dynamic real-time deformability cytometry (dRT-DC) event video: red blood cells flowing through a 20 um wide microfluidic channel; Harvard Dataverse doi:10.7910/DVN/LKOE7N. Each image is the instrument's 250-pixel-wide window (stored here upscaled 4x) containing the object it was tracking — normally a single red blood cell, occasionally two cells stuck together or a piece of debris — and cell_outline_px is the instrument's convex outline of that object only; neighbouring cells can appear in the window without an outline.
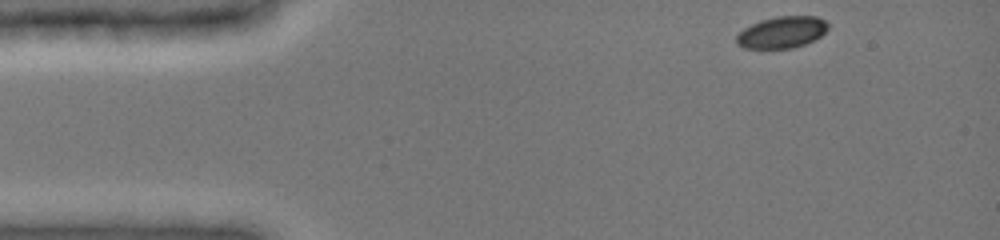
{"species": "common noctule bat (a hibernating species)", "species_latin": "Nyctalus noctula", "temperature_condition": "cold", "stored_images_in_passage": 42, "camera_frame_rate_fps": 3000, "um_per_image_px": 0.085, "animal": {"sex": "female", "body_mass_g": 19.0, "forearm_length_mm": 51.5}, "frame": {"image": 1, "passage_image": 1, "time_ms": 0.0, "image_size_px": [1000, 240], "cell_outline_px": [[828, 28], [820, 36], [804, 44], [792, 48], [744, 48], [736, 44], [736, 36], [744, 28], [760, 20], [776, 16], [816, 16], [824, 20], [828, 24]], "centroid_in_image_um": [66.44, 2.74], "position_along_channel_um": 18.6, "area_um2": 16.76}}
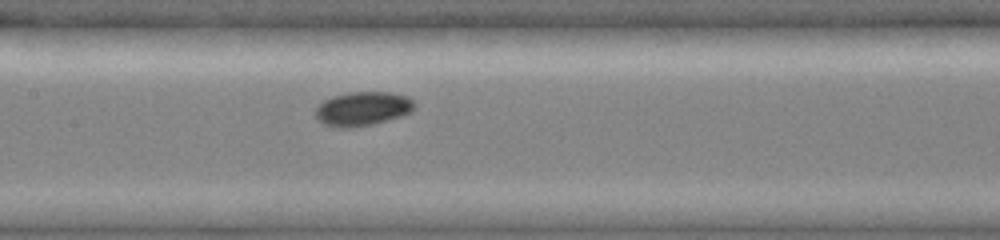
{"frame": {"image": 2, "passage_image": 19, "time_ms": 6.0, "image_size_px": [1000, 240], "cell_outline_px": [[416, 108], [412, 112], [400, 116], [372, 124], [352, 128], [332, 128], [324, 124], [316, 116], [316, 108], [324, 100], [332, 96], [348, 92], [388, 92], [408, 96], [416, 104]], "centroid_in_image_um": [30.84, 9.24], "position_along_channel_um": 176.6, "area_um2": 19.77}}
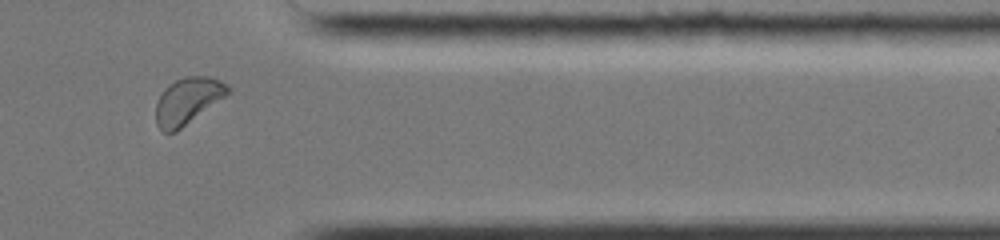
{"frame": {"image": 3, "passage_image": 36, "time_ms": 11.667, "image_size_px": [1000, 240], "cell_outline_px": [[228, 92], [224, 96], [176, 132], [164, 132], [156, 124], [156, 104], [160, 96], [176, 80], [184, 76], [208, 76], [220, 80], [228, 84]], "centroid_in_image_um": [15.94, 8.57], "position_along_channel_um": 395.5, "area_um2": 18.84}, "authors_computed_cell_mechanics": {"area_um2": 18.6694, "velocity_mm_per_s": 3.9045, "shape_relaxation_time_tau1_ms": 2.3269, "shape_relaxation_time_tau2_ms": null, "deformation_change_tau1": 0.078, "deformation_change_tau2": null}}